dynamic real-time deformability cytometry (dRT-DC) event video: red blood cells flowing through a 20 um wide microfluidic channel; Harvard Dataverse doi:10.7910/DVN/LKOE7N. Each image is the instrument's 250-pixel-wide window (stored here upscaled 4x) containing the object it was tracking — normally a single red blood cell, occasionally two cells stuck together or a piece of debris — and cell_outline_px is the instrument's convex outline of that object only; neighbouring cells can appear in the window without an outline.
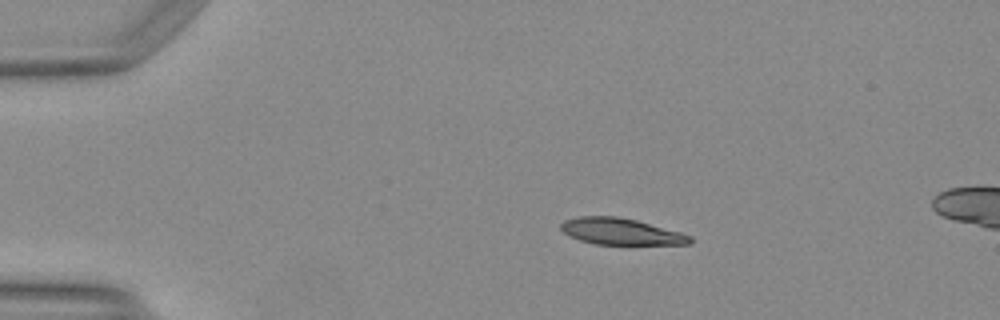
{"species": "Egyptian fruit bat (a non-hibernating species)", "species_latin": "Rousettus aegyptiacus", "temperature_condition": "warm", "stored_images_in_passage": 42, "camera_frame_rate_fps": 3000, "um_per_image_px": 0.085, "animal": {"sex": "female"}, "frame": {"image": 1, "passage_image": 1, "time_ms": 0.0, "image_size_px": [1000, 320], "cell_outline_px": [[692, 244], [596, 244], [580, 240], [568, 236], [560, 228], [560, 224], [564, 220], [576, 216], [620, 216], [636, 220], [680, 232], [692, 236]], "centroid_in_image_um": [52.74, 19.67], "position_along_channel_um": 32.3, "area_um2": 19.94}}
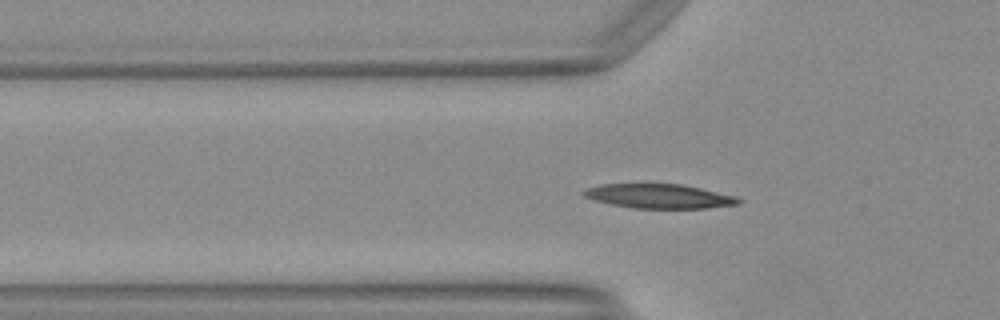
{"frame": {"image": 2, "passage_image": 8, "time_ms": 2.333, "image_size_px": [1000, 320], "cell_outline_px": [[740, 204], [704, 208], [632, 208], [592, 200], [584, 196], [580, 192], [588, 188], [600, 184], [680, 184], [700, 188], [736, 196], [740, 200]], "centroid_in_image_um": [55.99, 16.67], "position_along_channel_um": 69.8, "area_um2": 21.79}}
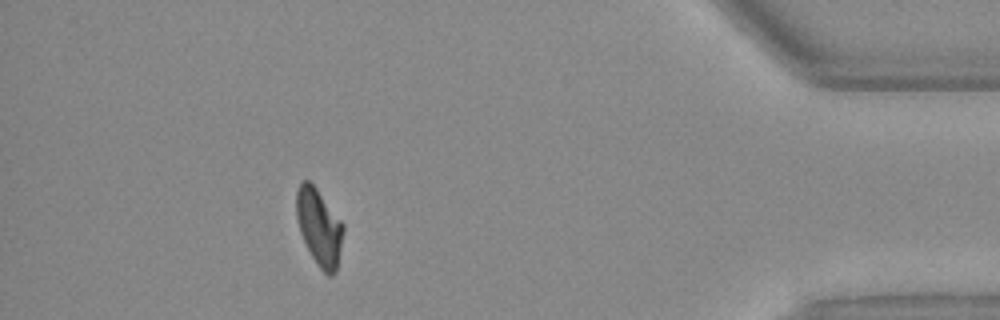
{"frame": {"image": 3, "passage_image": 36, "time_ms": 11.667, "image_size_px": [1000, 320], "cell_outline_px": [[344, 232], [336, 272], [332, 276], [328, 276], [316, 264], [300, 232], [296, 216], [296, 192], [300, 184], [304, 180], [308, 180], [316, 188], [344, 224]], "centroid_in_image_um": [27.14, 19.33], "position_along_channel_um": 408.1, "area_um2": 20.81}, "authors_computed_cell_mechanics": {"area_um2": 21.5305, "velocity_mm_per_s": 4.147, "shape_relaxation_time_tau1_ms": 5.9084, "shape_relaxation_time_tau2_ms": 3.3044, "deformation_change_tau1": 0.2162, "deformation_change_tau2": 0.0979}}